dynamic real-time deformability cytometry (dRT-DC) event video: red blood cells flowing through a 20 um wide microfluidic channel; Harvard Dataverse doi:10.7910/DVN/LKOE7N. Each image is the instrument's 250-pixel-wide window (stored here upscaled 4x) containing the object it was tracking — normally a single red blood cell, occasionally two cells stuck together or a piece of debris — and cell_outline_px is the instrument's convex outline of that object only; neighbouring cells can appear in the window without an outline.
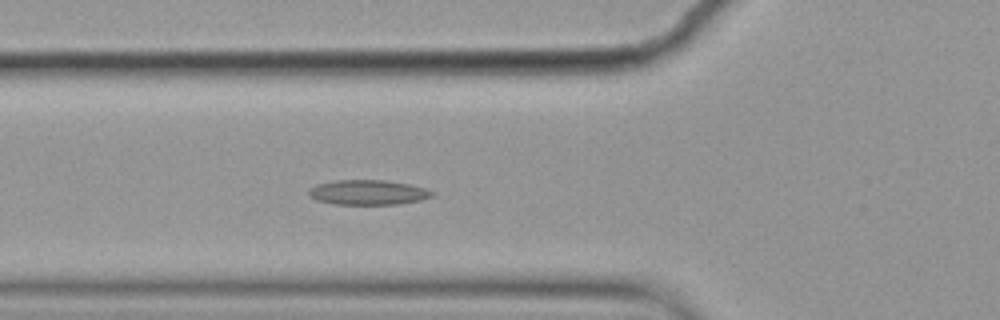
{"species": "common noctule bat (a hibernating species)", "species_latin": "Nyctalus noctula", "temperature_condition": "cold", "stored_images_in_passage": 6, "camera_frame_rate_fps": 3000, "um_per_image_px": 0.085, "animal": {"sex": "female", "body_mass_g": 19.9}, "frame": {"image": 1, "passage_image": 6, "time_ms": 1.667, "image_size_px": [1000, 320], "cell_outline_px": [[436, 192], [432, 196], [420, 200], [396, 204], [336, 204], [316, 200], [308, 196], [308, 188], [316, 184], [336, 180], [384, 180], [408, 184], [424, 188]], "centroid_in_image_um": [31.23, 16.35], "position_along_channel_um": 94.6, "area_um2": 17.86}}